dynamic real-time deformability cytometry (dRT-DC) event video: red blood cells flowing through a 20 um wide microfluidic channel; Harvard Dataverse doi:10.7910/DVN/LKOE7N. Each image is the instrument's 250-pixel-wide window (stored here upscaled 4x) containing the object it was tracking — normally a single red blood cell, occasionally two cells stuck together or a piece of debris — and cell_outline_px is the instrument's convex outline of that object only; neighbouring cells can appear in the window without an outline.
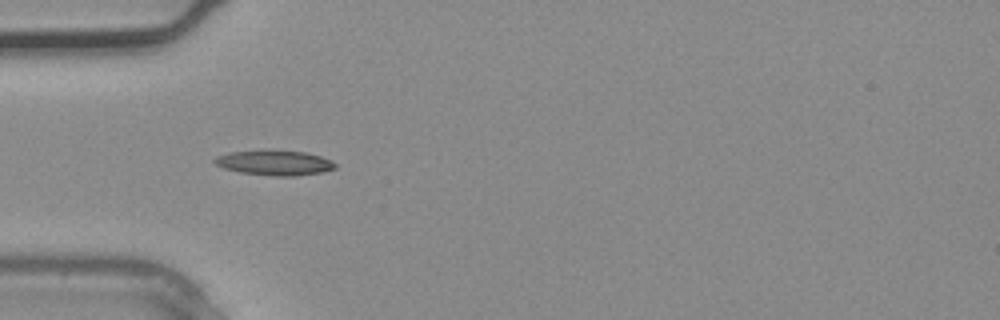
{"species": "common noctule bat (a hibernating species)", "species_latin": "Nyctalus noctula", "temperature_condition": "warm", "stored_images_in_passage": 1, "camera_frame_rate_fps": 3000, "um_per_image_px": 0.085, "animal": {"sex": "male", "body_mass_g": 20.4}, "frame": {"image": 1, "passage_image": 1, "time_ms": 0.0, "image_size_px": [1000, 320], "cell_outline_px": [[336, 168], [320, 172], [296, 176], [276, 176], [240, 172], [224, 168], [216, 164], [212, 160], [216, 156], [228, 152], [304, 152], [320, 156], [332, 160], [336, 164]], "centroid_in_image_um": [23.35, 13.86], "position_along_channel_um": 61.7, "area_um2": 16.88}}